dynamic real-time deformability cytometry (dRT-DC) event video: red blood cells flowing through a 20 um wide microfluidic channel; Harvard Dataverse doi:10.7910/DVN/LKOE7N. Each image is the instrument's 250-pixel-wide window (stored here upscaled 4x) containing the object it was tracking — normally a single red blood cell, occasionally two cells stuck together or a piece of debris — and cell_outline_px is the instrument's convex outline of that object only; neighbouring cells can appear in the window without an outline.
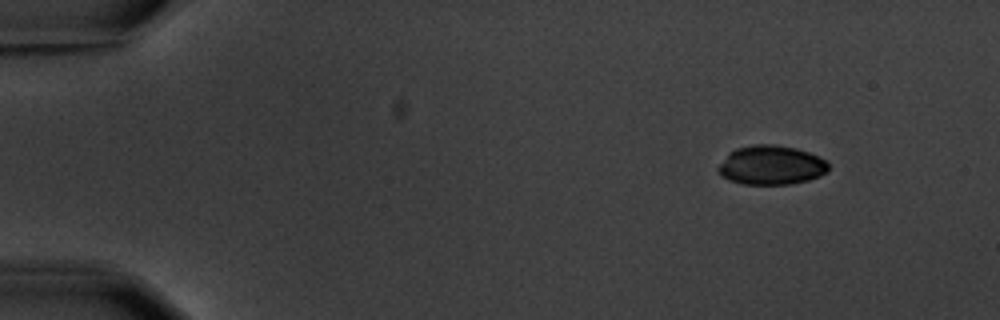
{"species": "common noctule bat (a hibernating species)", "species_latin": "Nyctalus noctula", "temperature_condition": "warm", "stored_images_in_passage": 4, "camera_frame_rate_fps": 3000, "um_per_image_px": 0.085, "animal": {"sex": "male", "body_mass_g": 20.1, "forearm_length_mm": 53.5}, "frame": {"image": 1, "passage_image": 1, "time_ms": 0.0, "image_size_px": [1000, 320], "cell_outline_px": [[828, 172], [820, 176], [808, 180], [792, 184], [744, 184], [728, 180], [716, 168], [728, 152], [736, 148], [752, 144], [776, 144], [796, 148], [808, 152], [824, 160], [828, 164]], "centroid_in_image_um": [65.53, 14.03], "position_along_channel_um": 19.5, "area_um2": 25.26}}
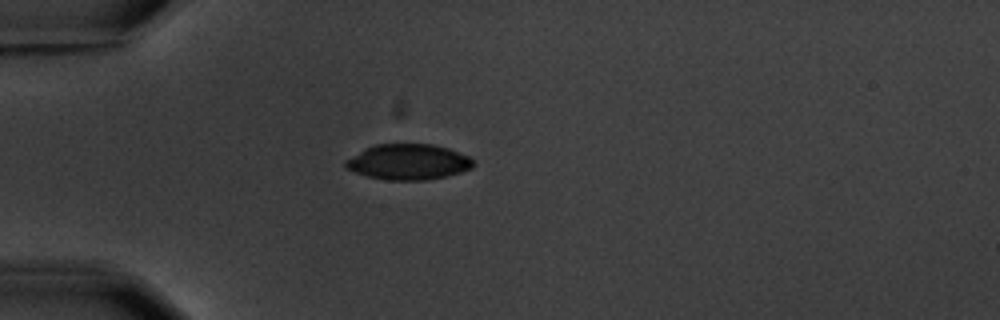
{"frame": {"image": 2, "passage_image": 4, "time_ms": 3.333, "image_size_px": [1000, 320], "cell_outline_px": [[476, 164], [472, 168], [460, 172], [444, 176], [424, 180], [388, 180], [368, 176], [344, 168], [344, 160], [364, 148], [376, 144], [432, 144], [448, 148], [468, 156], [476, 160]], "centroid_in_image_um": [34.69, 13.75], "position_along_channel_um": 50.3, "area_um2": 26.59}}